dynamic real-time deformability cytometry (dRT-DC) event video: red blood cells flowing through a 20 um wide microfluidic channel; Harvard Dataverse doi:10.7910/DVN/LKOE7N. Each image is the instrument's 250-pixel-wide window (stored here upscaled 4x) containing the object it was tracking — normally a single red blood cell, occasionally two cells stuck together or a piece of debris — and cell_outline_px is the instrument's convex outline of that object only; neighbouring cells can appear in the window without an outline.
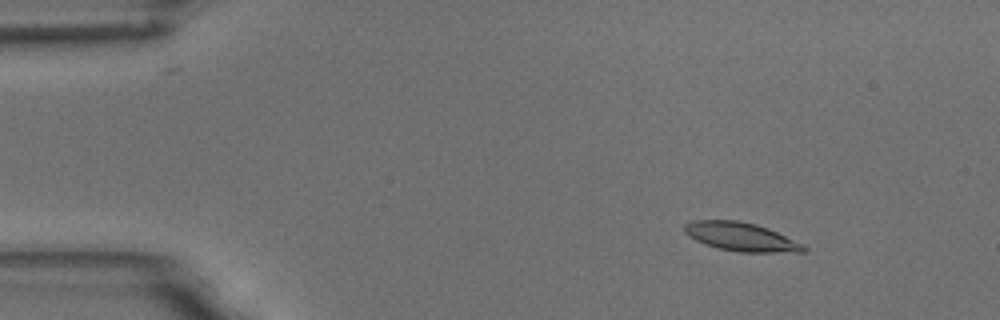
{"species": "common noctule bat (a hibernating species)", "species_latin": "Nyctalus noctula", "temperature_condition": "room temperature", "stored_images_in_passage": 7, "camera_frame_rate_fps": 3000, "um_per_image_px": 0.085, "animal": {"sex": "male", "body_mass_g": 18.8}, "frame": {"image": 1, "passage_image": 3, "time_ms": 2.0, "image_size_px": [1000, 320], "cell_outline_px": [[808, 252], [740, 252], [716, 248], [704, 244], [688, 236], [684, 232], [684, 224], [692, 220], [736, 220], [756, 224], [768, 228], [804, 244], [808, 248]], "centroid_in_image_um": [62.99, 20.13], "position_along_channel_um": 22.0, "area_um2": 20.06}}
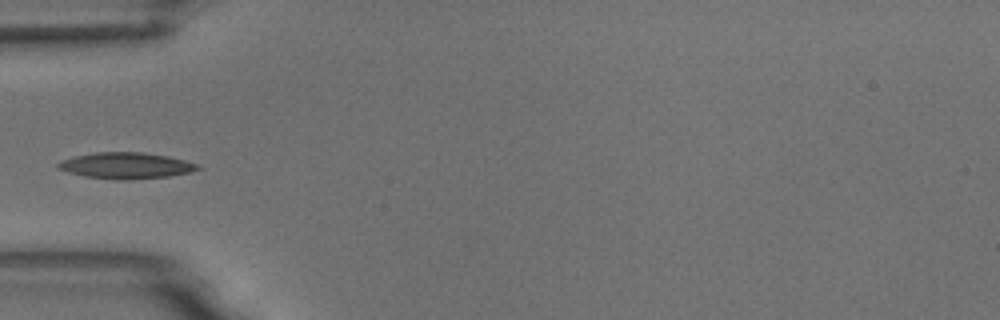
{"frame": {"image": 2, "passage_image": 6, "time_ms": 5.667, "image_size_px": [1000, 320], "cell_outline_px": [[204, 168], [188, 172], [168, 176], [128, 180], [124, 180], [84, 176], [68, 172], [56, 168], [56, 164], [72, 156], [96, 152], [144, 152], [168, 156], [184, 160], [196, 164]], "centroid_in_image_um": [10.69, 14.07], "position_along_channel_um": 74.3, "area_um2": 21.21}}